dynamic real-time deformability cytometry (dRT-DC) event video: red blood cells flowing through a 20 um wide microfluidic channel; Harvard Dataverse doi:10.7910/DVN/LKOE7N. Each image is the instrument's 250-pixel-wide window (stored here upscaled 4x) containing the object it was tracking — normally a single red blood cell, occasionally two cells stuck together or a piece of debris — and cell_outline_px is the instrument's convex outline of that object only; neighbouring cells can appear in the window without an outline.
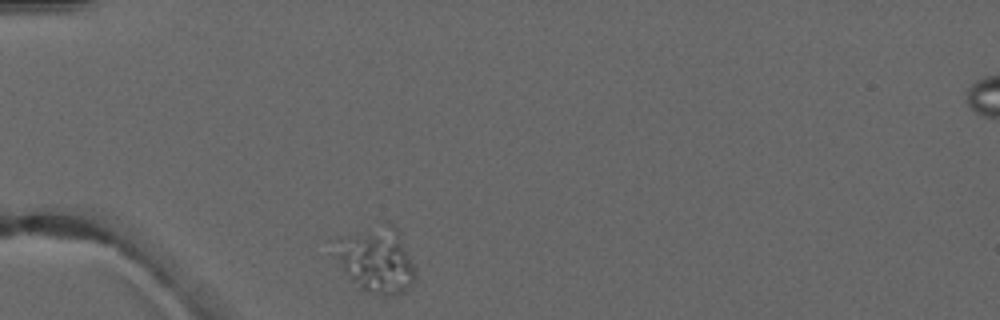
{"species": "common noctule bat (a hibernating species)", "species_latin": "Nyctalus noctula", "temperature_condition": "warm", "stored_images_in_passage": 2, "camera_frame_rate_fps": 3000, "um_per_image_px": 0.085, "animal": {"sex": "male", "forearm_length_mm": 52.5}, "frame": {"image": 1, "passage_image": 1, "time_ms": 0.0, "image_size_px": [1000, 320], "cell_outline_px": [[416, 276], [412, 284], [404, 292], [392, 296], [376, 296], [360, 288], [348, 276], [324, 240], [328, 236], [380, 220], [388, 220], [396, 228], [416, 268]], "centroid_in_image_um": [31.84, 21.94], "position_along_channel_um": 53.2, "area_um2": 33.35}}